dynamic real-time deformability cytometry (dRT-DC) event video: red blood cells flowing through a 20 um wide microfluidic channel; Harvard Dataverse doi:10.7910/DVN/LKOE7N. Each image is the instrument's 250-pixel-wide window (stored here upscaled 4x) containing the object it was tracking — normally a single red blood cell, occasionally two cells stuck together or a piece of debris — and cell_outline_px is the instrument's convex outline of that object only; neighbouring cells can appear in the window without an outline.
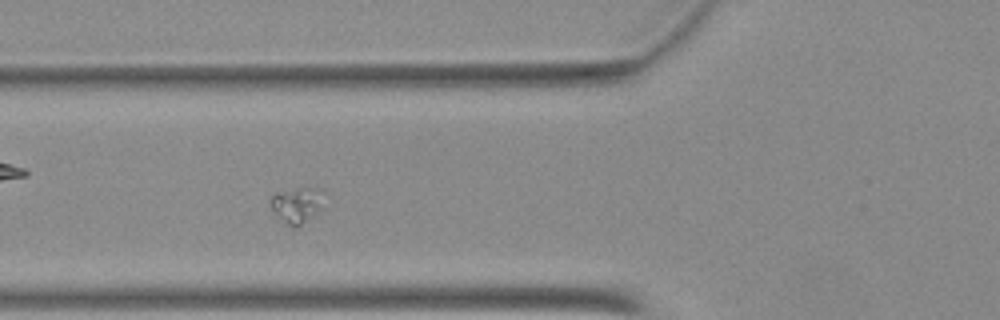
{"species": "Egyptian fruit bat (a non-hibernating species)", "species_latin": "Rousettus aegyptiacus", "temperature_condition": "warm", "stored_images_in_passage": 47, "camera_frame_rate_fps": 3000, "um_per_image_px": 0.085, "animal": {"sex": "female"}, "frame": {"image": 1, "passage_image": 13, "time_ms": 4.0, "image_size_px": [1000, 320], "cell_outline_px": [[328, 192], [316, 208], [296, 228], [292, 228], [280, 220], [276, 216], [272, 208], [272, 196], [276, 192], [304, 188], [320, 188]], "centroid_in_image_um": [25.2, 17.39], "position_along_channel_um": 100.6, "area_um2": 10.52}}
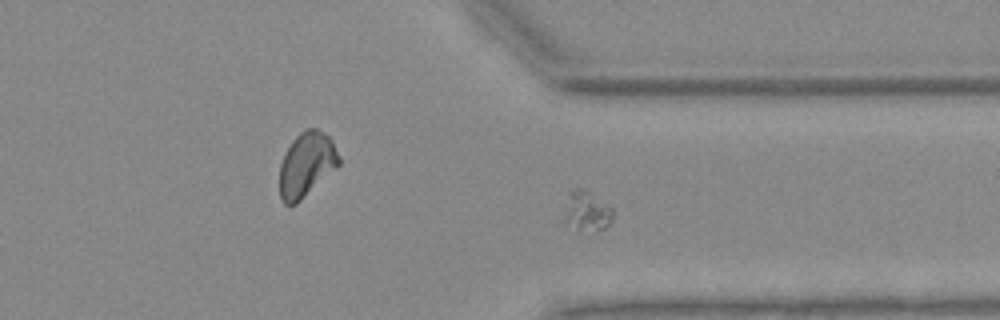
{"frame": {"image": 2, "passage_image": 33, "time_ms": 10.667, "image_size_px": [1000, 320], "cell_outline_px": [[612, 216], [608, 224], [604, 228], [580, 232], [576, 232], [568, 220], [568, 192], [572, 188], [584, 188], [612, 208]], "centroid_in_image_um": [49.91, 17.93], "position_along_channel_um": 361.5, "area_um2": 10.69}}
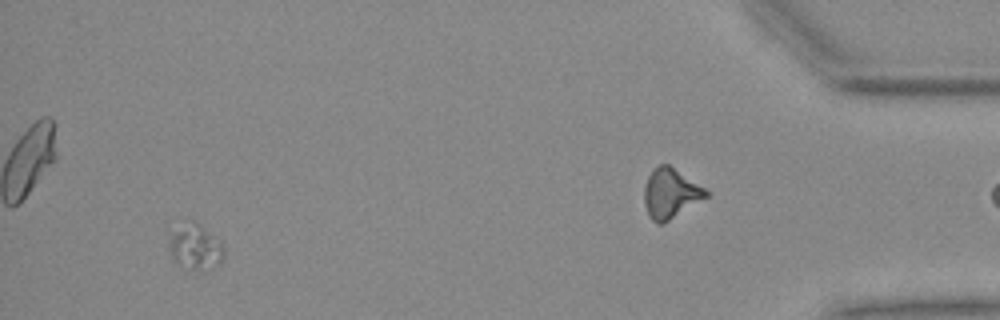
{"frame": {"image": 3, "passage_image": 43, "time_ms": 14.0, "image_size_px": [1000, 320], "cell_outline_px": [[224, 256], [220, 264], [200, 272], [172, 260], [172, 236], [176, 232], [192, 220], [200, 224], [220, 240], [224, 248]], "centroid_in_image_um": [16.72, 21.04], "position_along_channel_um": 418.5, "area_um2": 13.76}}